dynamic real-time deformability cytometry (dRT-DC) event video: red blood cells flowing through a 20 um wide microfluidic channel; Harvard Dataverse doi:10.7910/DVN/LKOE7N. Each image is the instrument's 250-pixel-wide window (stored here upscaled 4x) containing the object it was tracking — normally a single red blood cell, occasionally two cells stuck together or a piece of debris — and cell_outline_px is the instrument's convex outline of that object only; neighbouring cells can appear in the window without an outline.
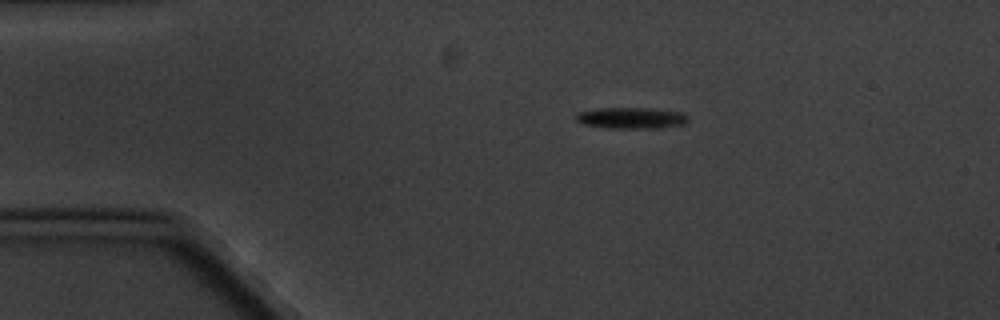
{"species": "common noctule bat (a hibernating species)", "species_latin": "Nyctalus noctula", "temperature_condition": "cold", "stored_images_in_passage": 4, "camera_frame_rate_fps": 3000, "um_per_image_px": 0.085, "animal": {"sex": "male", "body_mass_g": 20.1, "forearm_length_mm": 53.5}, "frame": {"image": 1, "passage_image": 1, "time_ms": 0.0, "image_size_px": [1000, 320], "cell_outline_px": [[688, 120], [684, 124], [660, 128], [608, 128], [584, 124], [576, 120], [572, 116], [576, 112], [600, 108], [652, 108], [684, 112], [688, 116]], "centroid_in_image_um": [53.65, 10.02], "position_along_channel_um": 31.3, "area_um2": 14.1}}
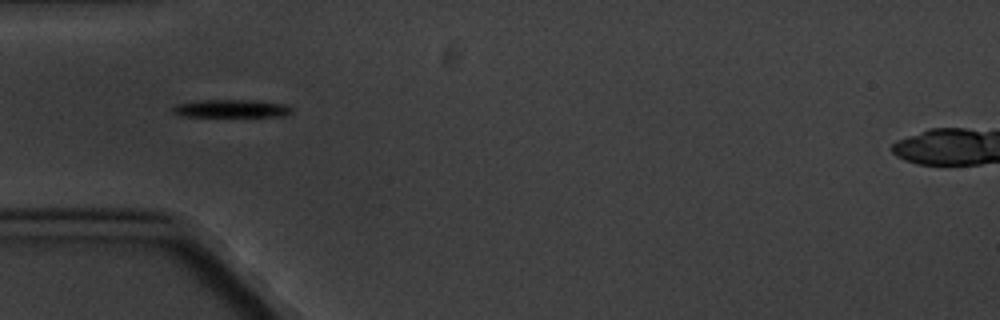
{"frame": {"image": 2, "passage_image": 3, "time_ms": 2.333, "image_size_px": [1000, 320], "cell_outline_px": [[292, 112], [284, 116], [180, 116], [172, 112], [172, 108], [176, 104], [196, 100], [252, 100], [288, 104], [292, 108]], "centroid_in_image_um": [19.66, 9.22], "position_along_channel_um": 65.3, "area_um2": 12.48}}